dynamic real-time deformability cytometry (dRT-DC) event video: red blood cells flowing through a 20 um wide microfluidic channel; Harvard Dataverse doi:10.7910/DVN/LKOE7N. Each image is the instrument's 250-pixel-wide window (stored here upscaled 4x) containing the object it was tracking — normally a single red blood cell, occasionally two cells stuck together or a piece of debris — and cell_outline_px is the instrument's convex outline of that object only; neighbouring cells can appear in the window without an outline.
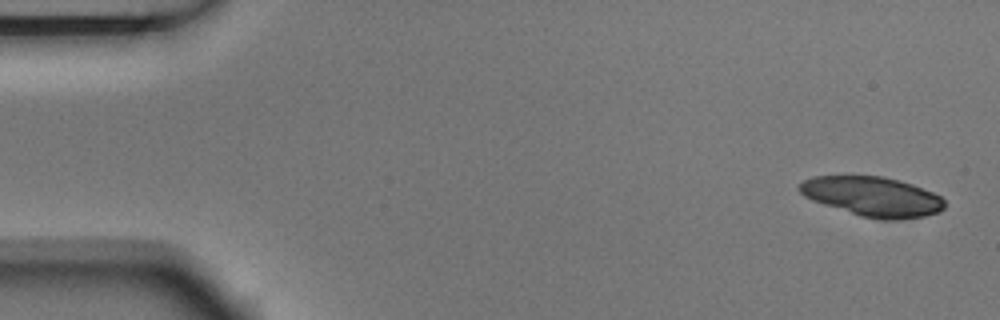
{"species": "Egyptian fruit bat (a non-hibernating species)", "species_latin": "Rousettus aegyptiacus", "temperature_condition": "room temperature", "stored_images_in_passage": 4, "camera_frame_rate_fps": 3000, "um_per_image_px": 0.085, "animal": {"sex": "male"}, "frame": {"image": 1, "passage_image": 1, "time_ms": 0.0, "image_size_px": [1000, 320], "cell_outline_px": [[944, 208], [940, 212], [924, 216], [900, 220], [884, 220], [860, 216], [812, 200], [804, 196], [796, 188], [804, 180], [812, 176], [880, 176], [900, 180], [912, 184], [932, 192], [940, 196], [944, 200]], "centroid_in_image_um": [74.16, 16.71], "position_along_channel_um": 10.8, "area_um2": 33.52}}